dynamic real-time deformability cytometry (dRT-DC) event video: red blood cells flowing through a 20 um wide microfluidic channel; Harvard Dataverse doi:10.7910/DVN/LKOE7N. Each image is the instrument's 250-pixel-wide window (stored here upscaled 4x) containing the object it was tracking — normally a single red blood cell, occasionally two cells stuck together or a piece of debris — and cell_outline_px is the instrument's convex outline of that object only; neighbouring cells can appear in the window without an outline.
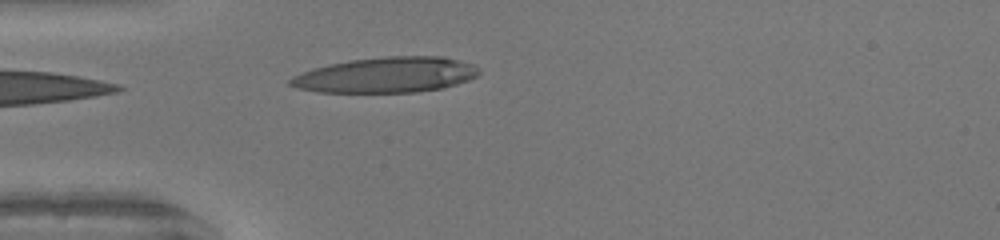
{"species": "human", "species_latin": "Homo sapiens", "temperature_condition": "warm", "stored_images_in_passage": 27, "camera_frame_rate_fps": 3000, "um_per_image_px": 0.085, "donor": {"sex": "female"}, "frame": {"image": 1, "passage_image": 1, "time_ms": 0.0, "image_size_px": [1000, 240], "cell_outline_px": [[480, 72], [476, 76], [468, 80], [444, 88], [416, 92], [316, 92], [296, 88], [288, 84], [288, 80], [292, 76], [328, 64], [352, 60], [384, 56], [444, 56], [472, 64]], "centroid_in_image_um": [32.81, 6.37], "position_along_channel_um": 52.2, "area_um2": 38.9}}
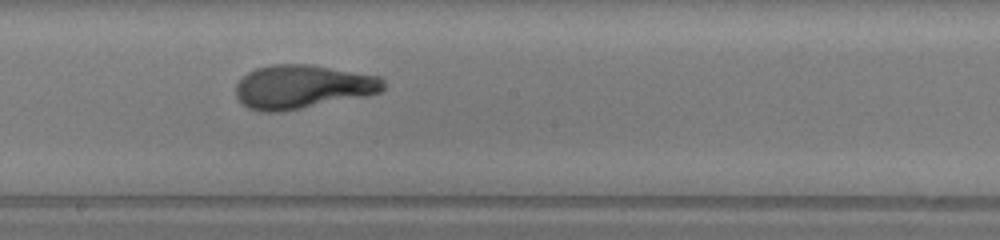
{"frame": {"image": 2, "passage_image": 14, "time_ms": 4.333, "image_size_px": [1000, 240], "cell_outline_px": [[384, 88], [380, 92], [368, 96], [280, 112], [260, 112], [248, 108], [240, 104], [236, 96], [236, 84], [248, 72], [256, 68], [272, 64], [308, 64], [380, 76], [384, 80]], "centroid_in_image_um": [25.7, 7.39], "position_along_channel_um": 222.5, "area_um2": 37.86}}
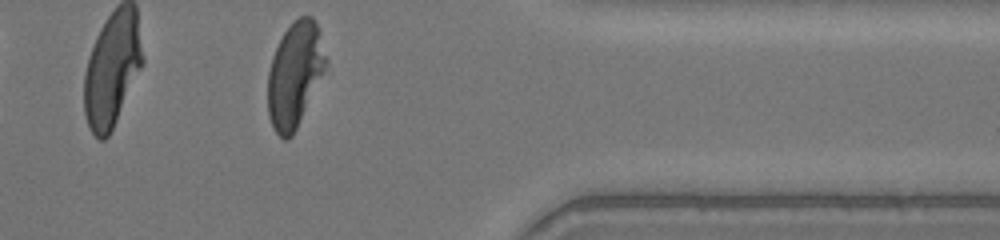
{"frame": {"image": 3, "passage_image": 27, "time_ms": 8.667, "image_size_px": [1000, 240], "cell_outline_px": [[328, 64], [292, 136], [288, 140], [284, 140], [272, 128], [268, 116], [268, 72], [272, 56], [284, 32], [300, 16], [312, 16], [320, 32], [328, 60]], "centroid_in_image_um": [25.06, 6.35], "position_along_channel_um": 386.3, "area_um2": 35.32}, "authors_computed_cell_mechanics": {"area_um2": 37.8012, "velocity_mm_per_s": 4.158, "shape_relaxation_time_tau1_ms": 4.9829, "shape_relaxation_time_tau2_ms": 0.8071, "deformation_change_tau1": 0.3001, "deformation_change_tau2": 0.0806}}